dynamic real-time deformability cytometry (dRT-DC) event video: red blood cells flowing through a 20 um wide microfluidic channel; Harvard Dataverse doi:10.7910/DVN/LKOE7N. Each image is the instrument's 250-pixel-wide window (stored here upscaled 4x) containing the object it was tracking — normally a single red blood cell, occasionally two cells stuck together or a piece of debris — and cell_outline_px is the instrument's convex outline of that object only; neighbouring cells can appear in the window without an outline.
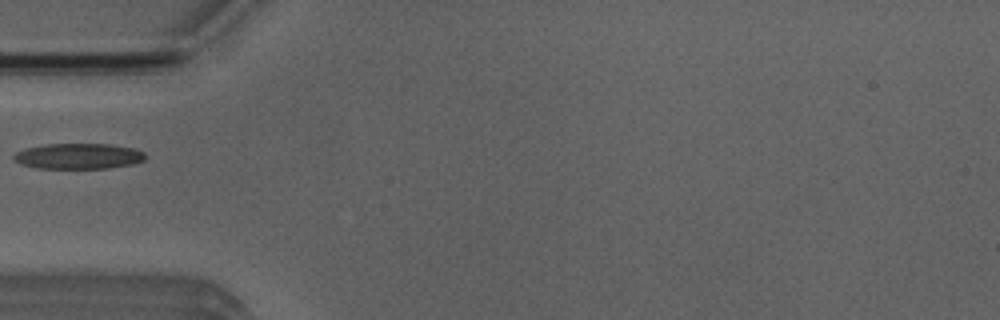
{"species": "Egyptian fruit bat (a non-hibernating species)", "species_latin": "Rousettus aegyptiacus", "temperature_condition": "room temperature", "stored_images_in_passage": 6, "camera_frame_rate_fps": 3000, "um_per_image_px": 0.085, "animal": {"sex": "male"}, "frame": {"image": 1, "passage_image": 5, "time_ms": 5.0, "image_size_px": [1000, 320], "cell_outline_px": [[144, 160], [132, 164], [108, 168], [40, 168], [20, 164], [12, 160], [12, 156], [16, 152], [24, 148], [44, 144], [112, 144], [136, 148], [144, 152]], "centroid_in_image_um": [6.64, 13.26], "position_along_channel_um": 78.4, "area_um2": 19.77}}